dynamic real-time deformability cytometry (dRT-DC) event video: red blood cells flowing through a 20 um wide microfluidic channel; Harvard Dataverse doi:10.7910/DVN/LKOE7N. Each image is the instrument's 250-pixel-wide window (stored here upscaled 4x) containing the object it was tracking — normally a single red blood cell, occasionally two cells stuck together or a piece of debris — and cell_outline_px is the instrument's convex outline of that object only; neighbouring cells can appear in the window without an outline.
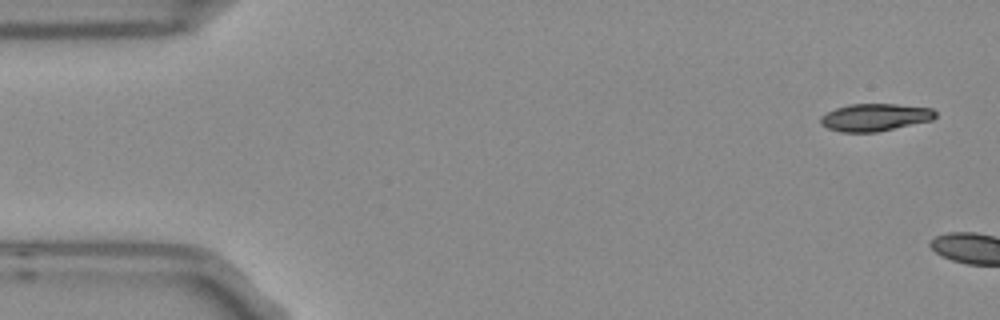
{"species": "Egyptian fruit bat (a non-hibernating species)", "species_latin": "Rousettus aegyptiacus", "temperature_condition": "room temperature", "stored_images_in_passage": 2, "camera_frame_rate_fps": 3000, "um_per_image_px": 0.085, "frame": {"image": 1, "passage_image": 1, "time_ms": 0.0, "image_size_px": [1000, 320], "cell_outline_px": [[936, 116], [932, 120], [876, 132], [840, 132], [828, 128], [820, 124], [820, 116], [836, 108], [848, 104], [896, 104], [932, 108], [936, 112]], "centroid_in_image_um": [74.36, 9.97], "position_along_channel_um": 10.6, "area_um2": 18.32}}